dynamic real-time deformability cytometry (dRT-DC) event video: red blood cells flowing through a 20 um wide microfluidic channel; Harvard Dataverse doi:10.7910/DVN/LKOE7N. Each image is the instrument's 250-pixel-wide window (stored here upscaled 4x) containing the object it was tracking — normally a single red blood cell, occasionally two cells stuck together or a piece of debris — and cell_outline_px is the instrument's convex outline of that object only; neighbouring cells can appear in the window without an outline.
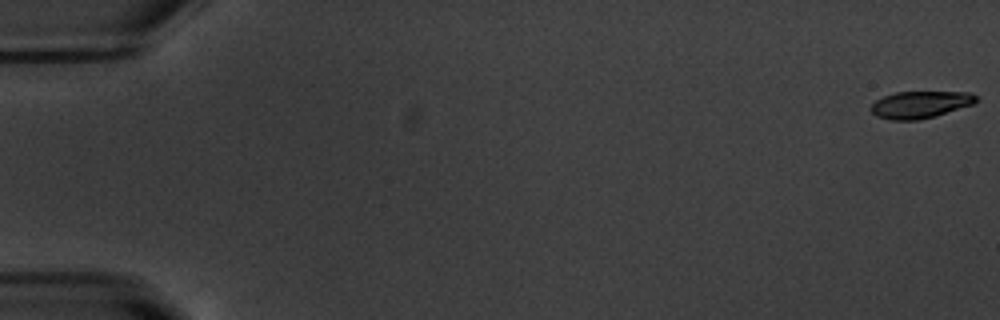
{"species": "common noctule bat (a hibernating species)", "species_latin": "Nyctalus noctula", "temperature_condition": "warm", "stored_images_in_passage": 55, "camera_frame_rate_fps": 3000, "um_per_image_px": 0.085, "animal": {"sex": "male", "body_mass_g": 20.1, "forearm_length_mm": 53.5}, "frame": {"image": 1, "passage_image": 1, "time_ms": 0.0, "image_size_px": [1000, 320], "cell_outline_px": [[976, 100], [972, 104], [936, 116], [916, 120], [892, 120], [876, 116], [868, 108], [876, 100], [884, 96], [896, 92], [968, 92], [976, 96]], "centroid_in_image_um": [78.17, 8.89], "position_along_channel_um": 6.8, "area_um2": 16.42}}
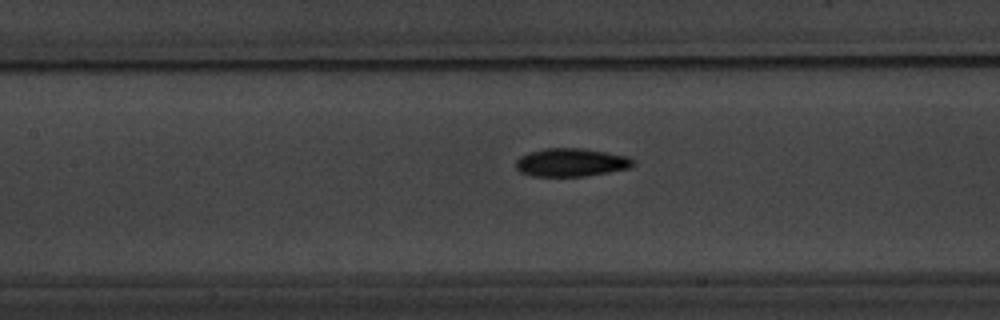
{"frame": {"image": 2, "passage_image": 26, "time_ms": 8.333, "image_size_px": [1000, 320], "cell_outline_px": [[636, 164], [632, 168], [584, 176], [532, 176], [520, 172], [516, 168], [516, 160], [520, 156], [528, 152], [544, 148], [584, 148], [628, 156], [636, 160]], "centroid_in_image_um": [48.58, 13.8], "position_along_channel_um": 158.8, "area_um2": 19.54}}
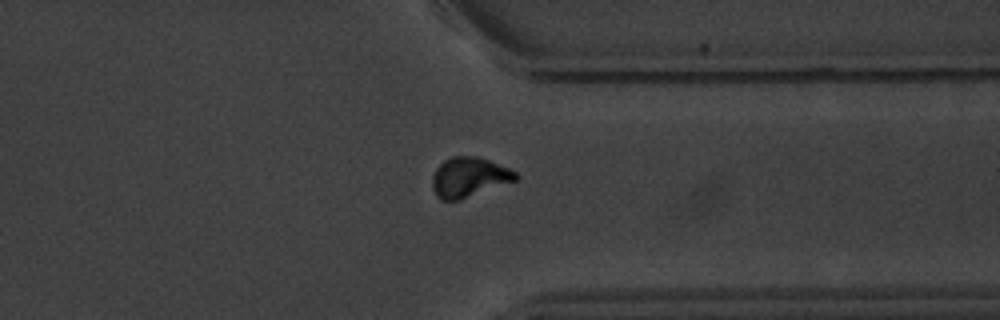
{"frame": {"image": 3, "passage_image": 43, "time_ms": 14.0, "image_size_px": [1000, 320], "cell_outline_px": [[520, 176], [516, 180], [460, 200], [440, 200], [436, 196], [432, 188], [432, 176], [436, 168], [444, 160], [452, 156], [476, 156], [488, 160], [508, 168], [516, 172]], "centroid_in_image_um": [39.84, 15.07], "position_along_channel_um": 371.6, "area_um2": 19.31}, "authors_computed_cell_mechanics": {"area_um2": 18.496, "velocity_mm_per_s": 3.7736, "shape_relaxation_time_tau1_ms": 2.9158, "shape_relaxation_time_tau2_ms": 2.0321, "deformation_change_tau1": 0.1486, "deformation_change_tau2": 0.0713}}